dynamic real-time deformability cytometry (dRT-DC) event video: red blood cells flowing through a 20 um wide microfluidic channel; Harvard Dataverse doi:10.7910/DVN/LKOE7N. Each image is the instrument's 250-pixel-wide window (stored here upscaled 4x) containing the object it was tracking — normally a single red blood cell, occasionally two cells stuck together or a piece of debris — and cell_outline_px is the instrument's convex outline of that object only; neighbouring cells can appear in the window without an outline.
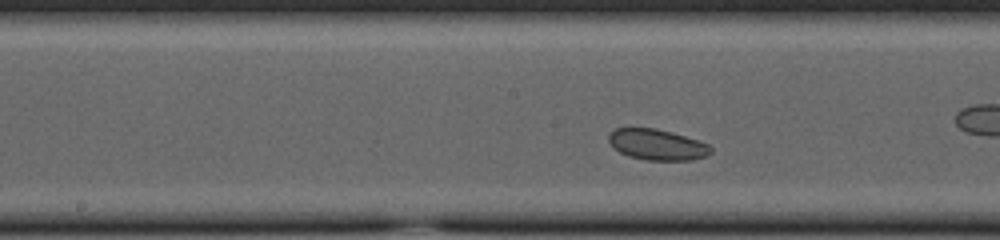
{"species": "common noctule bat (a hibernating species)", "species_latin": "Nyctalus noctula", "temperature_condition": "cold", "stored_images_in_passage": 42, "camera_frame_rate_fps": 3000, "um_per_image_px": 0.085, "animal": {"sex": "female", "body_mass_g": 23.0, "forearm_length_mm": 53.4}, "frame": {"image": 1, "passage_image": 24, "time_ms": 7.667, "image_size_px": [1000, 240], "cell_outline_px": [[712, 152], [708, 156], [692, 160], [644, 160], [628, 156], [620, 152], [608, 140], [608, 136], [616, 128], [656, 128], [672, 132], [708, 144], [712, 148]], "centroid_in_image_um": [55.88, 12.3], "position_along_channel_um": 192.3, "area_um2": 18.26}, "authors_computed_cell_mechanics": {"area_um2": 20.808, "velocity_mm_per_s": 3.6602, "shape_relaxation_time_tau1_ms": null, "shape_relaxation_time_tau2_ms": 5.4881, "deformation_change_tau1": null, "deformation_change_tau2": 0.0923}}